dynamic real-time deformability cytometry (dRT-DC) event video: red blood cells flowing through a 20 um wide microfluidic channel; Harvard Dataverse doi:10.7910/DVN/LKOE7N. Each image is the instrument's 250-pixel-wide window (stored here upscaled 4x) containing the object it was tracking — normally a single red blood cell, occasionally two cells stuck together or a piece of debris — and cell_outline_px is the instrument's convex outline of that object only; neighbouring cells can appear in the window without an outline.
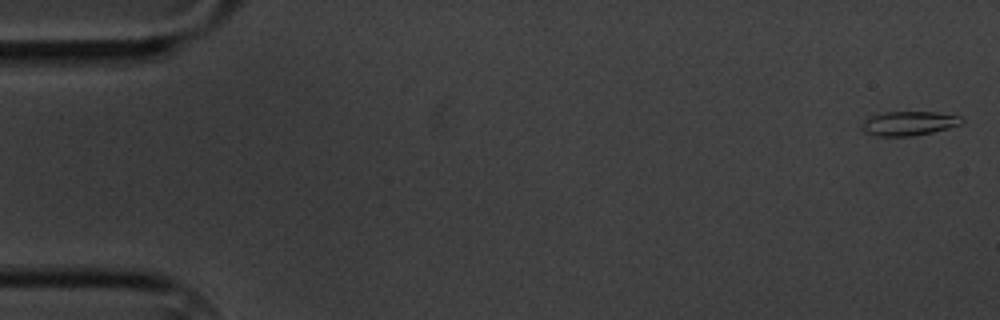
{"species": "common noctule bat (a hibernating species)", "species_latin": "Nyctalus noctula", "temperature_condition": "cold", "stored_images_in_passage": 6, "camera_frame_rate_fps": 3000, "um_per_image_px": 0.085, "animal": {"sex": "male", "body_mass_g": 20.1, "forearm_length_mm": 53.5}, "frame": {"image": 1, "passage_image": 1, "time_ms": 0.0, "image_size_px": [1000, 320], "cell_outline_px": [[964, 120], [960, 124], [932, 132], [912, 136], [876, 136], [864, 132], [864, 120], [868, 116], [884, 112], [936, 112], [960, 116]], "centroid_in_image_um": [77.24, 10.48], "position_along_channel_um": 7.8, "area_um2": 13.93}}
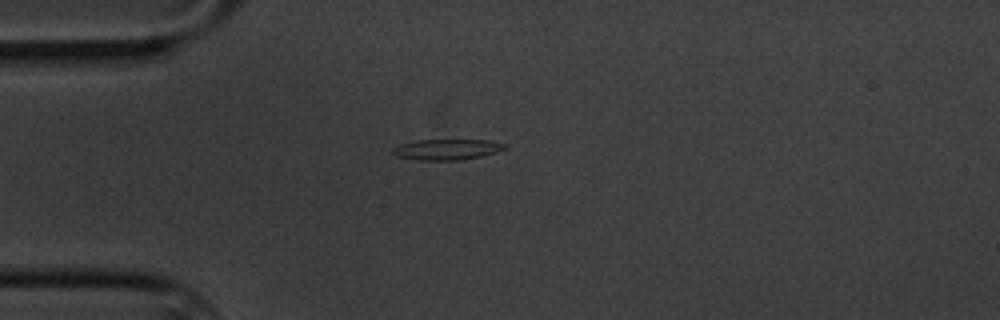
{"frame": {"image": 2, "passage_image": 5, "time_ms": 4.667, "image_size_px": [1000, 320], "cell_outline_px": [[508, 148], [496, 152], [480, 156], [460, 160], [420, 160], [396, 156], [392, 152], [392, 148], [400, 144], [416, 140], [488, 140], [508, 144]], "centroid_in_image_um": [38.0, 12.69], "position_along_channel_um": 47.0, "area_um2": 13.53}}